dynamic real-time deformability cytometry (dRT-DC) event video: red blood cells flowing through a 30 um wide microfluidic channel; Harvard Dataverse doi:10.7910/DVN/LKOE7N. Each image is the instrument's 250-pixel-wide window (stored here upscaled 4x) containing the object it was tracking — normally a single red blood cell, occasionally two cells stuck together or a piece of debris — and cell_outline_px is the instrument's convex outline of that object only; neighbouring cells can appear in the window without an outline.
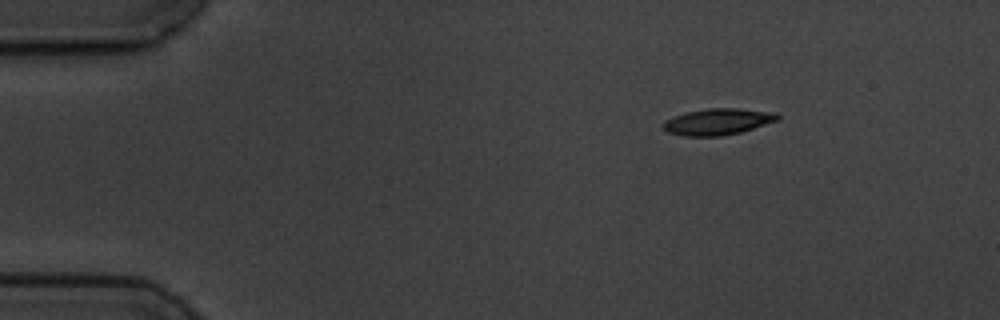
{"species": "common noctule bat (a hibernating species)", "species_latin": "Nyctalus noctula", "temperature_condition": "cold", "stored_images_in_passage": 4, "camera_frame_rate_fps": 3000, "um_per_image_px": 0.085, "animal": {"sex": "male", "body_mass_g": 19.5, "forearm_length_mm": 54.6}, "frame": {"image": 1, "passage_image": 1, "time_ms": 0.0, "image_size_px": [1000, 320], "cell_outline_px": [[780, 120], [740, 132], [720, 136], [684, 136], [668, 132], [664, 128], [664, 120], [688, 112], [708, 108], [736, 108], [776, 112], [780, 116]], "centroid_in_image_um": [61.07, 10.34], "position_along_channel_um": 23.9, "area_um2": 17.46}}
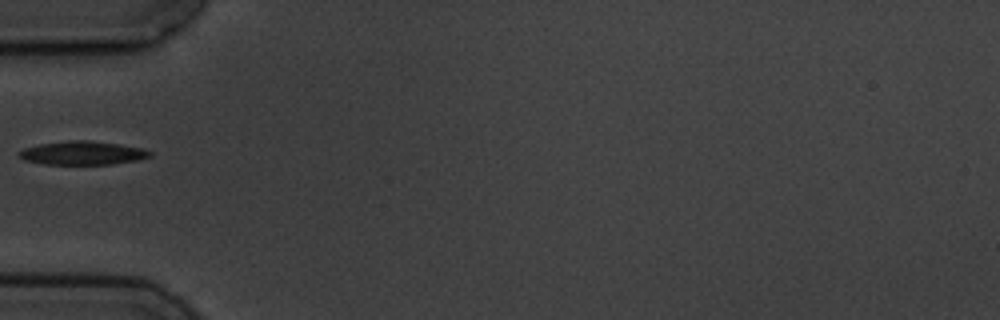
{"frame": {"image": 2, "passage_image": 4, "time_ms": 3.667, "image_size_px": [1000, 320], "cell_outline_px": [[152, 156], [136, 160], [112, 164], [44, 164], [24, 160], [16, 152], [24, 148], [40, 144], [68, 140], [88, 140], [120, 144], [144, 148], [152, 152]], "centroid_in_image_um": [7.02, 13.0], "position_along_channel_um": 78.0, "area_um2": 18.03}}